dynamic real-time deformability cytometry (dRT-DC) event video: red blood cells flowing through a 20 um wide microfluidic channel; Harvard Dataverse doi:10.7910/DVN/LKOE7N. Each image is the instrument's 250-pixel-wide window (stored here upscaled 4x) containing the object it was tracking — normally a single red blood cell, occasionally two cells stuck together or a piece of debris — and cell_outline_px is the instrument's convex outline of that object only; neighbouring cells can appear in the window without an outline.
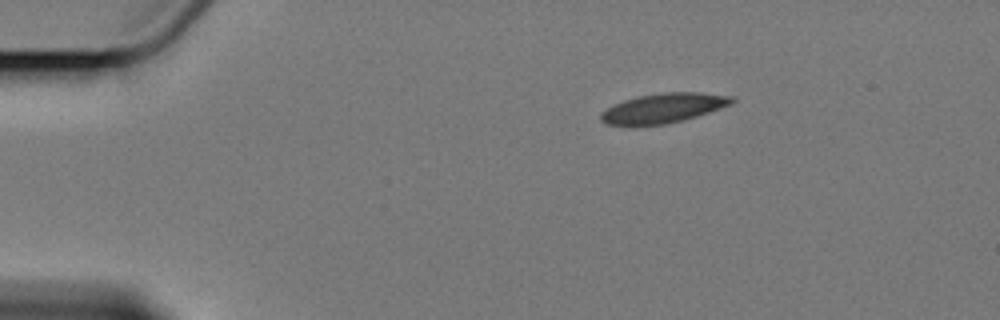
{"species": "Egyptian fruit bat (a non-hibernating species)", "species_latin": "Rousettus aegyptiacus", "temperature_condition": "cold", "stored_images_in_passage": 3, "camera_frame_rate_fps": 3000, "um_per_image_px": 0.085, "animal": {"sex": "female"}, "frame": {"image": 1, "passage_image": 1, "time_ms": 0.0, "image_size_px": [1000, 320], "cell_outline_px": [[736, 100], [732, 104], [684, 120], [664, 124], [608, 124], [600, 120], [600, 112], [624, 100], [636, 96], [664, 92], [700, 92], [736, 96]], "centroid_in_image_um": [56.45, 9.16], "position_along_channel_um": 28.5, "area_um2": 22.37}}